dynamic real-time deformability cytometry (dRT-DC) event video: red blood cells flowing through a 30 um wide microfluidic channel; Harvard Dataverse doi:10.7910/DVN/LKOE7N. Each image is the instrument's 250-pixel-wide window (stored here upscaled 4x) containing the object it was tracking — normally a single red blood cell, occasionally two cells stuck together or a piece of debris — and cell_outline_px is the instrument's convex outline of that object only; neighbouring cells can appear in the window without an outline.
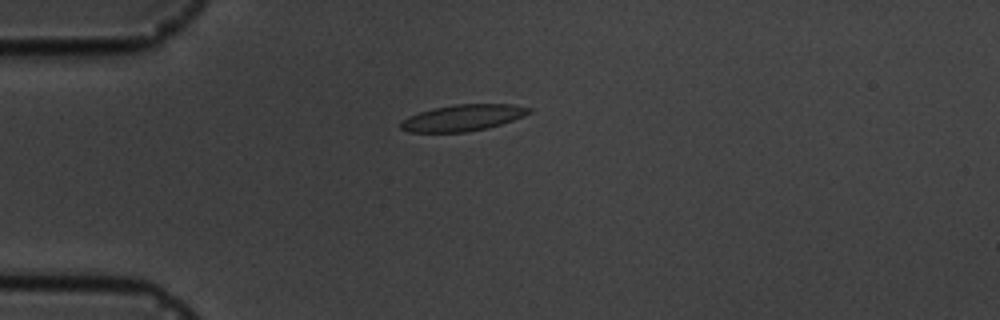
{"species": "common noctule bat (a hibernating species)", "species_latin": "Nyctalus noctula", "temperature_condition": "cold", "stored_images_in_passage": 13, "camera_frame_rate_fps": 3000, "um_per_image_px": 0.085, "animal": {"sex": "male", "body_mass_g": 19.5, "forearm_length_mm": 54.6}, "frame": {"image": 1, "passage_image": 1, "time_ms": 0.0, "image_size_px": [1000, 320], "cell_outline_px": [[532, 112], [524, 116], [488, 128], [464, 132], [408, 132], [400, 128], [400, 120], [408, 116], [432, 108], [456, 104], [516, 104], [532, 108]], "centroid_in_image_um": [39.34, 10.0], "position_along_channel_um": 45.7, "area_um2": 19.83}}
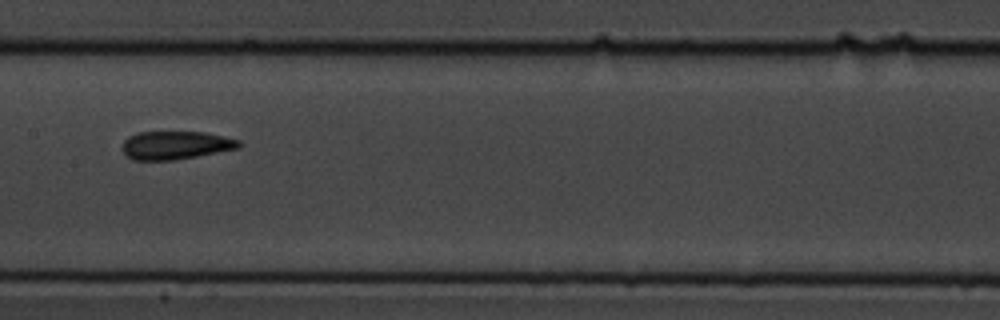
{"frame": {"image": 2, "passage_image": 5, "time_ms": 4.667, "image_size_px": [1000, 320], "cell_outline_px": [[240, 148], [176, 160], [132, 160], [120, 148], [124, 140], [128, 136], [136, 132], [204, 132], [224, 136], [240, 140]], "centroid_in_image_um": [14.9, 12.34], "position_along_channel_um": 192.5, "area_um2": 19.36}}
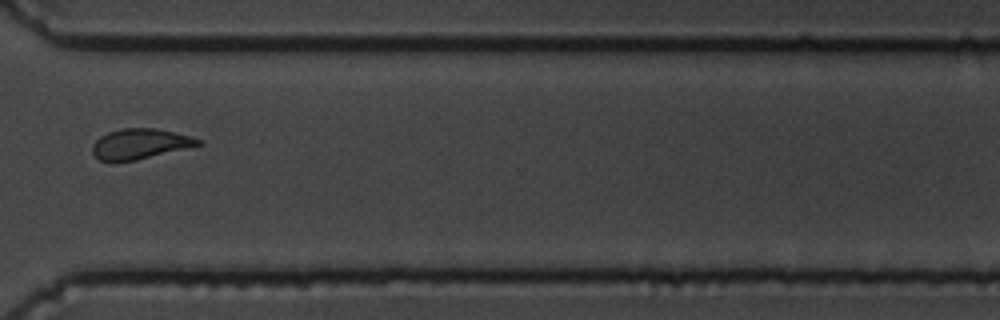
{"frame": {"image": 3, "passage_image": 9, "time_ms": 9.333, "image_size_px": [1000, 320], "cell_outline_px": [[200, 144], [136, 160], [112, 164], [100, 160], [92, 152], [92, 144], [100, 136], [108, 132], [120, 128], [156, 128], [192, 136], [200, 140]], "centroid_in_image_um": [11.8, 12.24], "position_along_channel_um": 358.8, "area_um2": 18.73}, "authors_computed_cell_mechanics": {"area_um2": 19.3052, "velocity_mm_per_s": 3.5697, "shape_relaxation_time_tau1_ms": null, "shape_relaxation_time_tau2_ms": 1.9272, "deformation_change_tau1": null, "deformation_change_tau2": 0.0939}}